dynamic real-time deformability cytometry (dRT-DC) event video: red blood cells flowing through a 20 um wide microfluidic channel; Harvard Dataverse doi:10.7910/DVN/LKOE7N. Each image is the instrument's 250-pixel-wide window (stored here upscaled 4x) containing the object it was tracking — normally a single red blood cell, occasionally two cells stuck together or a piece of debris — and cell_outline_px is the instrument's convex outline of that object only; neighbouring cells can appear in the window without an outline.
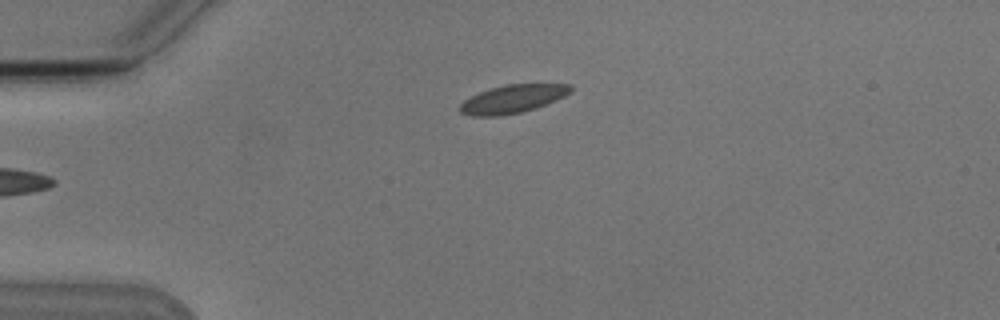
{"species": "Egyptian fruit bat (a non-hibernating species)", "species_latin": "Rousettus aegyptiacus", "temperature_condition": "cold", "stored_images_in_passage": 4, "camera_frame_rate_fps": 3000, "um_per_image_px": 0.085, "animal": {"sex": "male"}, "frame": {"image": 1, "passage_image": 4, "time_ms": 4.667, "image_size_px": [1000, 320], "cell_outline_px": [[572, 92], [556, 100], [536, 108], [520, 112], [500, 116], [472, 116], [460, 112], [456, 108], [464, 100], [480, 92], [504, 84], [572, 84]], "centroid_in_image_um": [43.57, 8.41], "position_along_channel_um": 41.4, "area_um2": 18.21}}